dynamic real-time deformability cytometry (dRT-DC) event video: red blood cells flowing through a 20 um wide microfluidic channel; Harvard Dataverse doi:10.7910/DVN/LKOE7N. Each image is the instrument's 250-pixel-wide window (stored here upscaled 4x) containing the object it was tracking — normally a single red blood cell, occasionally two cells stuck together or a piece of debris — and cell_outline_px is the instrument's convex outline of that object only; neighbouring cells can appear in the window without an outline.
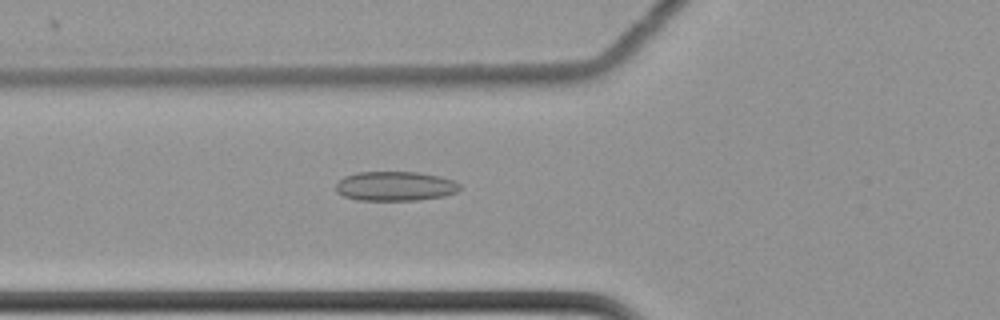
{"species": "common noctule bat (a hibernating species)", "species_latin": "Nyctalus noctula", "temperature_condition": "cold", "stored_images_in_passage": 61, "camera_frame_rate_fps": 3000, "um_per_image_px": 0.085, "animal": {"sex": "female", "body_mass_g": 22.7, "forearm_length_mm": 54.2}, "frame": {"image": 1, "passage_image": 24, "time_ms": 7.667, "image_size_px": [1000, 320], "cell_outline_px": [[460, 188], [456, 192], [444, 196], [416, 200], [356, 200], [344, 196], [336, 192], [336, 184], [344, 176], [356, 172], [416, 172], [440, 176], [452, 180], [460, 184]], "centroid_in_image_um": [33.57, 15.82], "position_along_channel_um": 92.2, "area_um2": 21.27}}
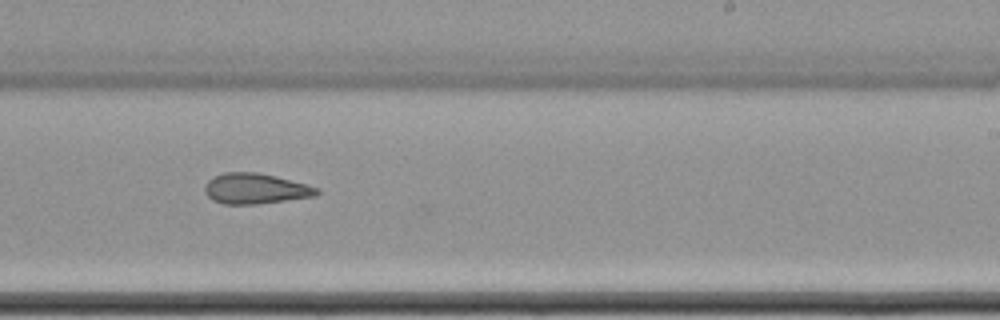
{"frame": {"image": 2, "passage_image": 39, "time_ms": 12.667, "image_size_px": [1000, 320], "cell_outline_px": [[320, 192], [316, 196], [256, 204], [224, 204], [212, 200], [204, 192], [204, 184], [208, 180], [224, 172], [256, 172], [276, 176], [308, 184], [320, 188]], "centroid_in_image_um": [21.72, 16.03], "position_along_channel_um": 267.3, "area_um2": 20.06}}
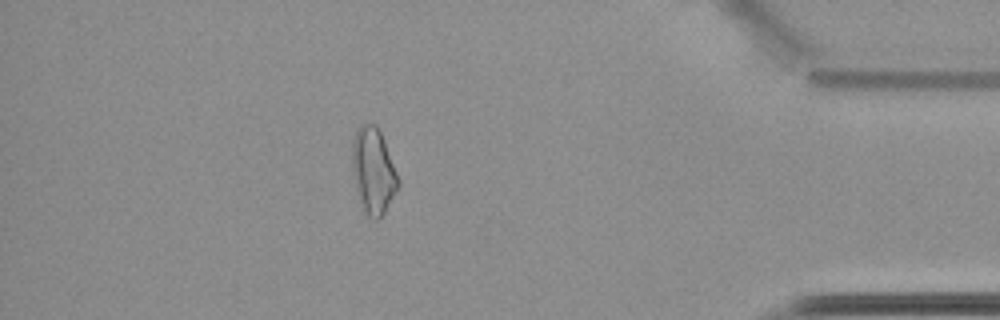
{"frame": {"image": 3, "passage_image": 54, "time_ms": 17.667, "image_size_px": [1000, 320], "cell_outline_px": [[400, 188], [384, 212], [376, 220], [364, 216], [360, 208], [352, 176], [352, 140], [356, 128], [360, 124], [376, 124], [384, 140], [400, 180]], "centroid_in_image_um": [31.7, 14.57], "position_along_channel_um": 403.5, "area_um2": 23.76}, "authors_computed_cell_mechanics": {"area_um2": 22.831, "velocity_mm_per_s": 3.4962, "shape_relaxation_time_tau1_ms": null, "shape_relaxation_time_tau2_ms": 3.3371, "deformation_change_tau1": null, "deformation_change_tau2": 0.1056}}